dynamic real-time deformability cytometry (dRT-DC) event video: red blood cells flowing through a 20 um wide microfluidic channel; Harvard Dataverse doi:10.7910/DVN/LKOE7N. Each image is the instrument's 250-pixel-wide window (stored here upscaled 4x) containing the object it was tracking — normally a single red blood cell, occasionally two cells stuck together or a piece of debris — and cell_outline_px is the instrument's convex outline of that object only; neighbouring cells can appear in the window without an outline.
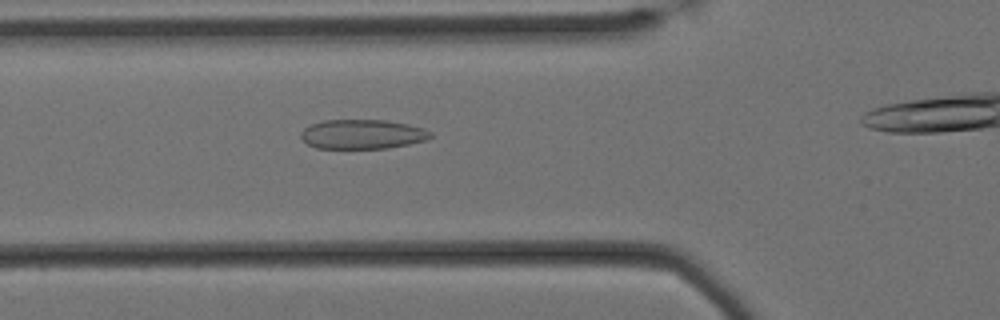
{"species": "Egyptian fruit bat (a non-hibernating species)", "species_latin": "Rousettus aegyptiacus", "temperature_condition": "cold", "stored_images_in_passage": 41, "camera_frame_rate_fps": 3000, "um_per_image_px": 0.085, "animal": {"sex": "female"}, "frame": {"image": 1, "passage_image": 13, "time_ms": 4.0, "image_size_px": [1000, 320], "cell_outline_px": [[432, 136], [424, 140], [408, 144], [388, 148], [316, 148], [308, 144], [300, 136], [300, 132], [304, 128], [312, 124], [324, 120], [384, 120], [408, 124], [424, 128], [432, 132]], "centroid_in_image_um": [30.8, 11.4], "position_along_channel_um": 95.0, "area_um2": 22.14}}
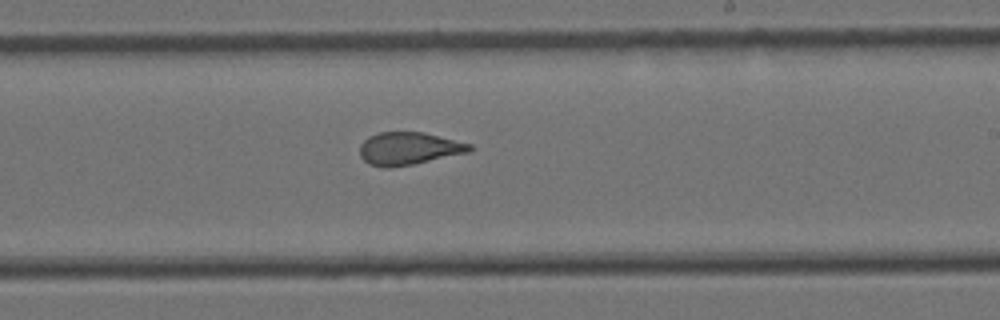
{"frame": {"image": 2, "passage_image": 27, "time_ms": 8.667, "image_size_px": [1000, 320], "cell_outline_px": [[472, 148], [468, 152], [412, 164], [388, 168], [384, 168], [368, 164], [360, 156], [360, 144], [368, 136], [376, 132], [424, 132], [472, 144]], "centroid_in_image_um": [34.7, 12.61], "position_along_channel_um": 254.3, "area_um2": 20.87}}
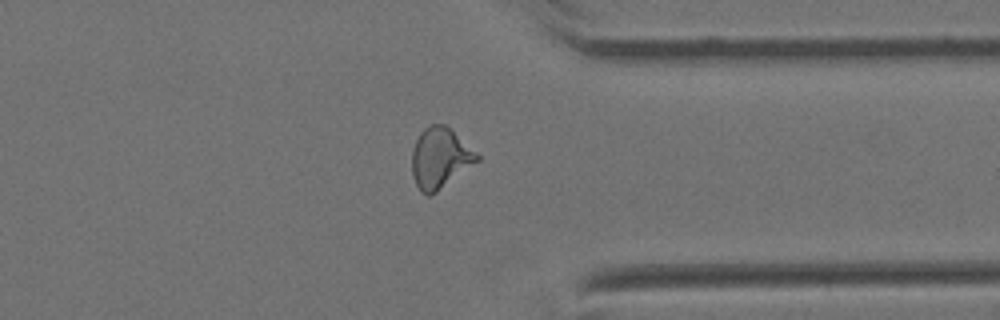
{"frame": {"image": 3, "passage_image": 38, "time_ms": 12.333, "image_size_px": [1000, 320], "cell_outline_px": [[480, 160], [436, 192], [428, 196], [420, 192], [412, 176], [412, 148], [420, 132], [424, 128], [432, 124], [444, 124], [476, 152], [480, 156]], "centroid_in_image_um": [37.37, 13.45], "position_along_channel_um": 374.0, "area_um2": 22.77}}